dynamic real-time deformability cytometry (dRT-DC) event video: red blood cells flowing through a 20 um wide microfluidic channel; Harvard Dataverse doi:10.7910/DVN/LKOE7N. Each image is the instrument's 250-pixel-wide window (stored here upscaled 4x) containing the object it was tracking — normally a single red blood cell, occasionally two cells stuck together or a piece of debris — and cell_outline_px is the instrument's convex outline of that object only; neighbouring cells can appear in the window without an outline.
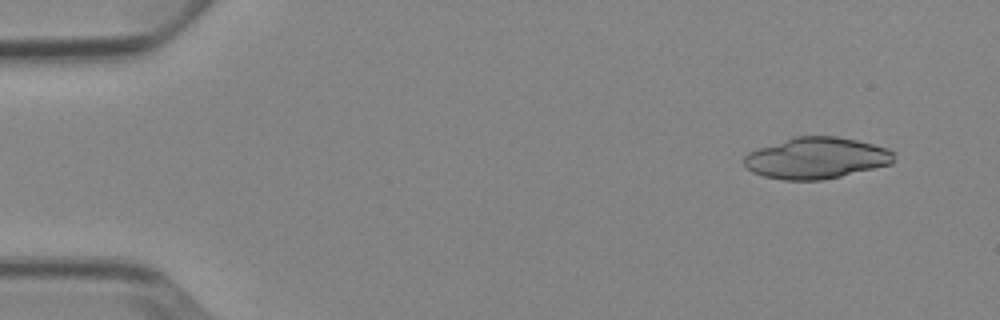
{"species": "Egyptian fruit bat (a non-hibernating species)", "species_latin": "Rousettus aegyptiacus", "temperature_condition": "cold", "stored_images_in_passage": 7, "camera_frame_rate_fps": 3000, "um_per_image_px": 0.085, "animal": {"sex": "female"}, "frame": {"image": 1, "passage_image": 1, "time_ms": 0.0, "image_size_px": [1000, 320], "cell_outline_px": [[896, 152], [892, 164], [840, 176], [820, 180], [784, 180], [764, 176], [752, 172], [744, 168], [744, 156], [748, 152], [796, 136], [836, 136], [856, 140], [888, 148]], "centroid_in_image_um": [69.4, 13.44], "position_along_channel_um": 15.6, "area_um2": 36.01}}
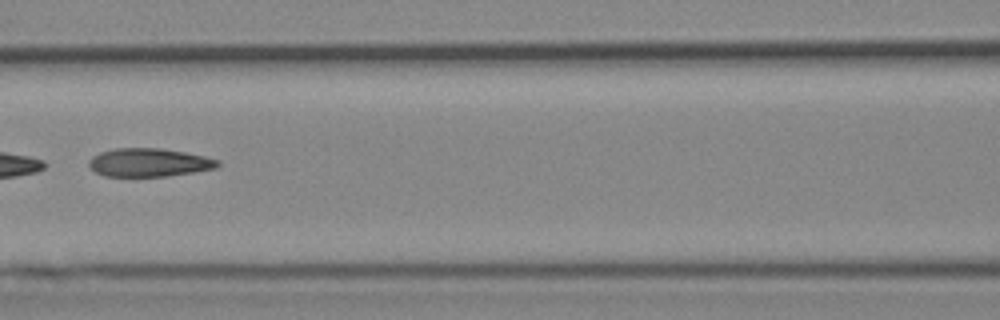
{"frame": {"image": 2, "passage_image": 6, "time_ms": 6.667, "image_size_px": [1000, 320], "cell_outline_px": [[220, 164], [216, 168], [168, 176], [104, 176], [96, 172], [88, 164], [88, 160], [92, 156], [100, 152], [116, 148], [160, 148], [184, 152], [204, 156], [220, 160]], "centroid_in_image_um": [12.66, 13.81], "position_along_channel_um": 153.9, "area_um2": 21.21}}
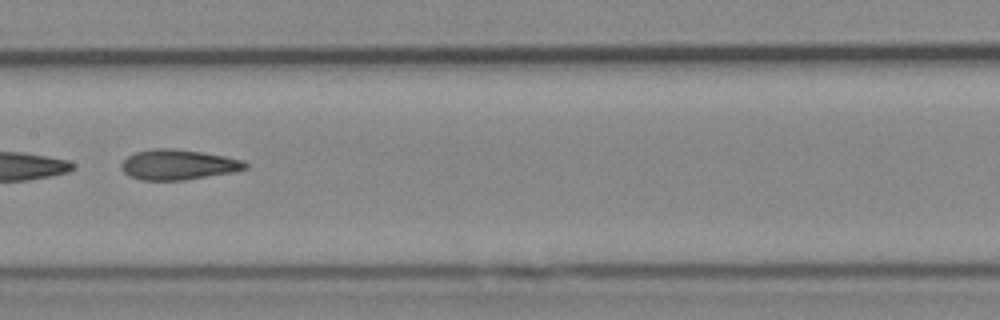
{"frame": {"image": 3, "passage_image": 7, "time_ms": 7.667, "image_size_px": [1000, 320], "cell_outline_px": [[248, 168], [232, 172], [184, 180], [140, 180], [128, 176], [120, 168], [120, 164], [128, 156], [136, 152], [152, 148], [172, 148], [200, 152], [224, 156], [244, 160], [248, 164]], "centroid_in_image_um": [15.12, 14.0], "position_along_channel_um": 192.3, "area_um2": 21.85}}